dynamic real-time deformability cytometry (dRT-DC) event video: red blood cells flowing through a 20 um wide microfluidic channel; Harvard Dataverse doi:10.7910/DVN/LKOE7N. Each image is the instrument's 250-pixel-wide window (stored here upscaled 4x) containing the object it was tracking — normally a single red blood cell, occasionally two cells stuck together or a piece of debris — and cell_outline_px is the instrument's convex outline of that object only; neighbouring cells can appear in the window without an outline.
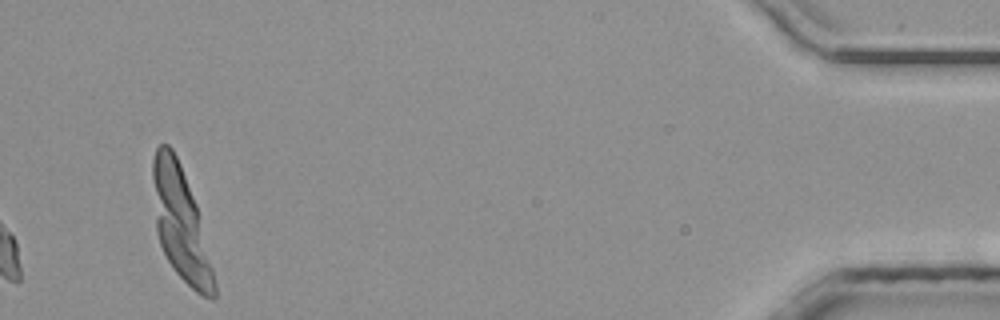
{"species": "common noctule bat (a hibernating species)", "species_latin": "Nyctalus noctula", "temperature_condition": "room temperature", "stored_images_in_passage": 33, "camera_frame_rate_fps": 3000, "um_per_image_px": 0.085, "animal": {"sex": "male", "body_mass_g": 20.4}, "frame": {"image": 1, "passage_image": 33, "time_ms": 10.667, "image_size_px": [1000, 320], "cell_outline_px": [[216, 296], [212, 300], [196, 292], [176, 272], [168, 260], [160, 244], [156, 232], [152, 180], [152, 160], [156, 148], [160, 144], [168, 144], [172, 148], [180, 164], [196, 204], [216, 284]], "centroid_in_image_um": [15.32, 18.99], "position_along_channel_um": 419.9, "area_um2": 39.59}}